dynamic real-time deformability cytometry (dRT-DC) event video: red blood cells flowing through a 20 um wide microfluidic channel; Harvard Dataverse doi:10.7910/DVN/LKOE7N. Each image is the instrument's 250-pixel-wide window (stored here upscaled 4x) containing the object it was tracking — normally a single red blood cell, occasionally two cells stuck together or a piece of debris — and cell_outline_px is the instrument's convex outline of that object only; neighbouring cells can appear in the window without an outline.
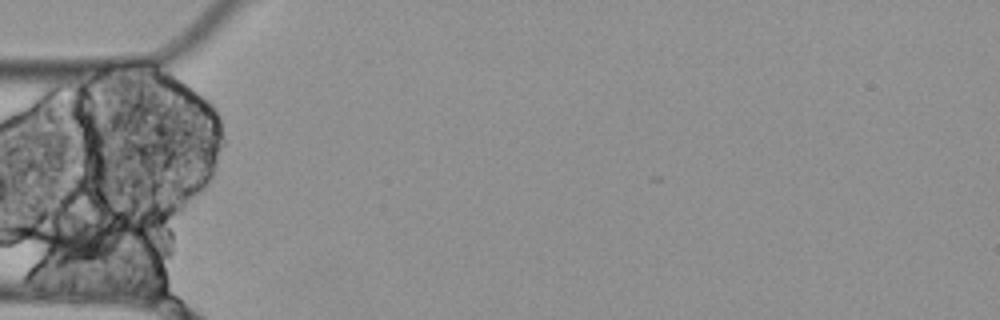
{"species": "Egyptian fruit bat (a non-hibernating species)", "species_latin": "Rousettus aegyptiacus", "temperature_condition": "cold", "stored_images_in_passage": 4, "camera_frame_rate_fps": 3000, "um_per_image_px": 0.085, "animal": {"sex": "female"}, "frame": {"image": 1, "passage_image": 1, "time_ms": 0.0, "image_size_px": [1000, 320], "cell_outline_px": [[124, 240], [116, 252], [108, 260], [68, 276], [60, 272], [36, 252], [36, 248], [44, 236], [52, 228], [100, 216], [124, 232]], "centroid_in_image_um": [6.84, 20.81], "position_along_channel_um": 78.2, "area_um2": 24.51}}
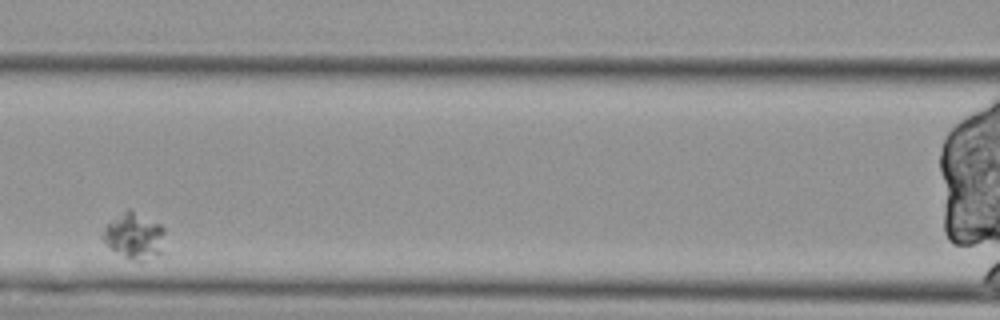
{"frame": {"image": 2, "passage_image": 3, "time_ms": 0.667, "image_size_px": [1000, 320], "cell_outline_px": [[164, 252], [140, 264], [124, 256], [112, 248], [100, 236], [100, 232], [112, 220], [128, 208], [132, 208], [160, 224], [164, 228]], "centroid_in_image_um": [11.46, 20.07], "position_along_channel_um": 155.1, "area_um2": 17.05}}
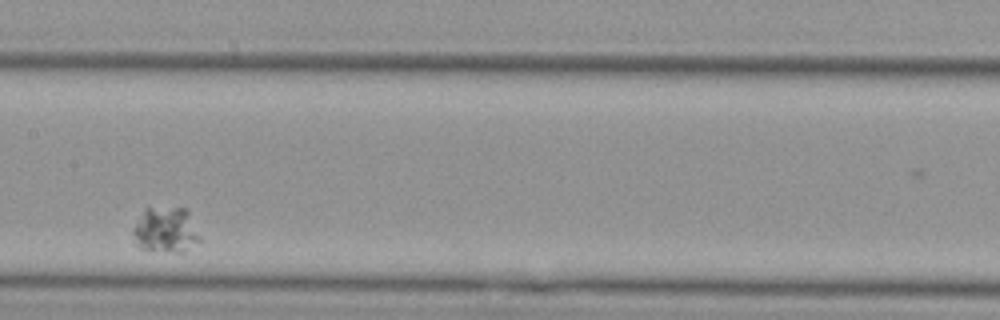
{"frame": {"image": 3, "passage_image": 4, "time_ms": 1.0, "image_size_px": [1000, 320], "cell_outline_px": [[200, 240], [184, 252], [148, 252], [132, 244], [132, 228], [144, 208], [188, 208], [200, 236]], "centroid_in_image_um": [14.03, 19.58], "position_along_channel_um": 193.4, "area_um2": 18.38}}